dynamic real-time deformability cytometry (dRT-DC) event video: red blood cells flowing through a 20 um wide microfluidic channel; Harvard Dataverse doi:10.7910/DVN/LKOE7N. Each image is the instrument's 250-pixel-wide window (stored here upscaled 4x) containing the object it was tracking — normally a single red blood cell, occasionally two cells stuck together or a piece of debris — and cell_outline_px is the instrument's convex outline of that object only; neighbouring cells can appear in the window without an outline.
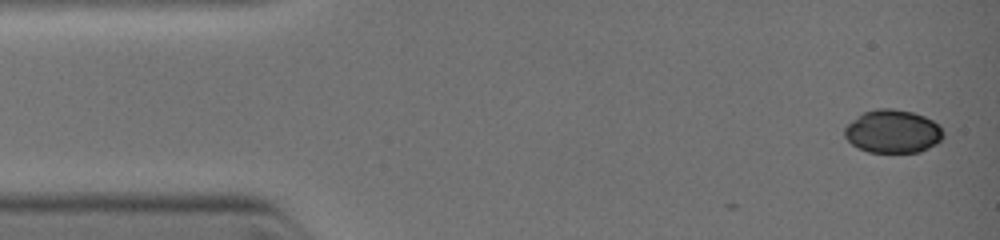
{"species": "common noctule bat (a hibernating species)", "species_latin": "Nyctalus noctula", "temperature_condition": "warm", "stored_images_in_passage": 2, "camera_frame_rate_fps": 3000, "um_per_image_px": 0.085, "animal": {"sex": "female", "body_mass_g": 19.0, "forearm_length_mm": 51.5}, "frame": {"image": 1, "passage_image": 2, "time_ms": 0.333, "image_size_px": [1000, 240], "cell_outline_px": [[944, 136], [936, 144], [920, 152], [868, 152], [852, 144], [844, 136], [844, 128], [852, 120], [864, 112], [876, 108], [892, 108], [912, 112], [924, 116], [940, 124], [944, 132]], "centroid_in_image_um": [75.91, 11.16], "position_along_channel_um": 9.1, "area_um2": 24.91}}